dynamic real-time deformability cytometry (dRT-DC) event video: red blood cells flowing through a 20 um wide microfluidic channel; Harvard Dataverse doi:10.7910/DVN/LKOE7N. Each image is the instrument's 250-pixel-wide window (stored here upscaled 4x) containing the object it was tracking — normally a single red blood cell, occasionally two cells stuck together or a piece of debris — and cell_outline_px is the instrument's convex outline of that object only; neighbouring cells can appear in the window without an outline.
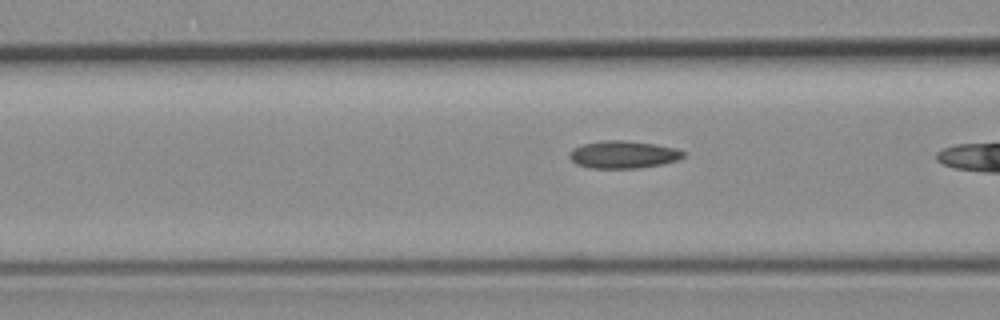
{"species": "common noctule bat (a hibernating species)", "species_latin": "Nyctalus noctula", "temperature_condition": "room temperature", "stored_images_in_passage": 18, "camera_frame_rate_fps": 3000, "um_per_image_px": 0.085, "animal": {"sex": "female", "body_mass_g": 19.3, "forearm_length_mm": 54.1}, "frame": {"image": 1, "passage_image": 13, "time_ms": 4.0, "image_size_px": [1000, 320], "cell_outline_px": [[684, 156], [676, 160], [664, 164], [640, 168], [588, 168], [576, 164], [568, 156], [568, 152], [572, 148], [584, 144], [604, 140], [624, 140], [652, 144], [676, 148], [684, 152]], "centroid_in_image_um": [52.94, 13.14], "position_along_channel_um": 113.7, "area_um2": 18.26}}
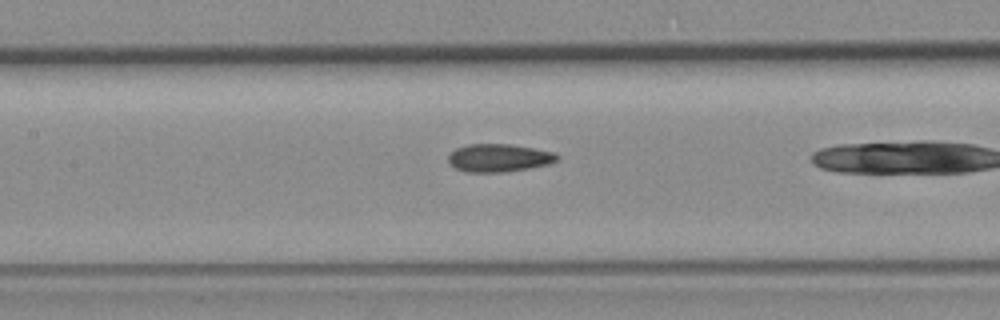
{"frame": {"image": 2, "passage_image": 17, "time_ms": 5.333, "image_size_px": [1000, 320], "cell_outline_px": [[560, 156], [556, 160], [548, 164], [528, 168], [504, 172], [468, 172], [456, 168], [448, 160], [448, 156], [456, 148], [468, 144], [508, 144], [556, 152]], "centroid_in_image_um": [42.42, 13.41], "position_along_channel_um": 165.0, "area_um2": 17.51}}